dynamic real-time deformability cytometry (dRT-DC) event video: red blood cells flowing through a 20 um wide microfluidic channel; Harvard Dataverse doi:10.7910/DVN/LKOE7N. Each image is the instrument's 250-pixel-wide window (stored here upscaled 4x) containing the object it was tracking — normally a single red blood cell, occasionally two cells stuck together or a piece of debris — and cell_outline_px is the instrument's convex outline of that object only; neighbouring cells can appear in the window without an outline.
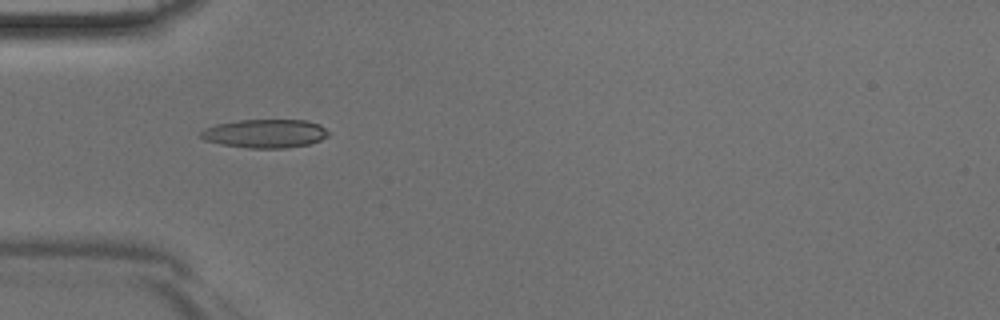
{"species": "Egyptian fruit bat (a non-hibernating species)", "species_latin": "Rousettus aegyptiacus", "temperature_condition": "room temperature", "stored_images_in_passage": 41, "camera_frame_rate_fps": 3000, "um_per_image_px": 0.085, "animal": {"sex": "male"}, "frame": {"image": 1, "passage_image": 10, "time_ms": 3.0, "image_size_px": [1000, 320], "cell_outline_px": [[332, 132], [328, 136], [320, 140], [308, 144], [288, 148], [248, 148], [220, 144], [204, 140], [200, 136], [200, 132], [204, 128], [216, 124], [240, 120], [308, 120], [320, 124]], "centroid_in_image_um": [22.56, 11.35], "position_along_channel_um": 62.4, "area_um2": 21.5}}
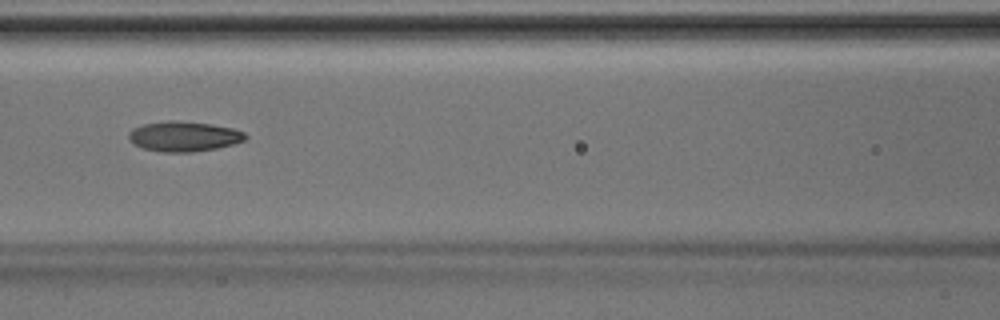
{"frame": {"image": 2, "passage_image": 16, "time_ms": 5.0, "image_size_px": [1000, 320], "cell_outline_px": [[248, 136], [244, 140], [232, 144], [216, 148], [192, 152], [164, 152], [144, 148], [132, 144], [128, 140], [128, 132], [132, 128], [144, 124], [168, 120], [176, 120], [212, 124], [232, 128], [244, 132]], "centroid_in_image_um": [15.59, 11.58], "position_along_channel_um": 151.0, "area_um2": 20.52}}
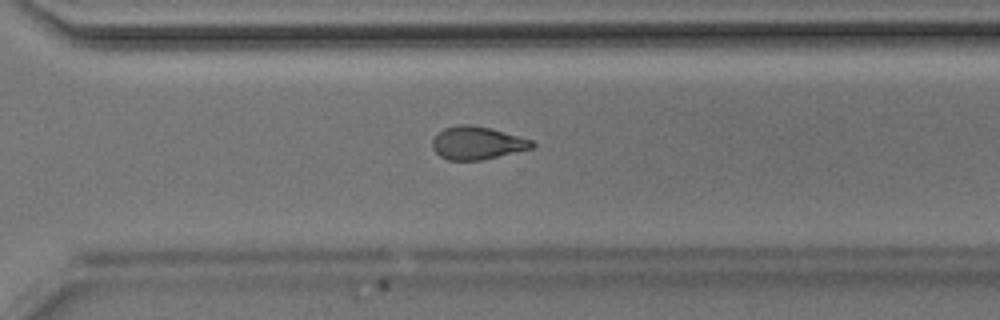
{"frame": {"image": 3, "passage_image": 28, "time_ms": 9.0, "image_size_px": [1000, 320], "cell_outline_px": [[536, 144], [532, 148], [484, 160], [448, 160], [440, 156], [432, 148], [432, 140], [444, 128], [460, 124], [468, 124], [492, 128], [532, 140]], "centroid_in_image_um": [40.57, 12.15], "position_along_channel_um": 330.0, "area_um2": 19.13}}